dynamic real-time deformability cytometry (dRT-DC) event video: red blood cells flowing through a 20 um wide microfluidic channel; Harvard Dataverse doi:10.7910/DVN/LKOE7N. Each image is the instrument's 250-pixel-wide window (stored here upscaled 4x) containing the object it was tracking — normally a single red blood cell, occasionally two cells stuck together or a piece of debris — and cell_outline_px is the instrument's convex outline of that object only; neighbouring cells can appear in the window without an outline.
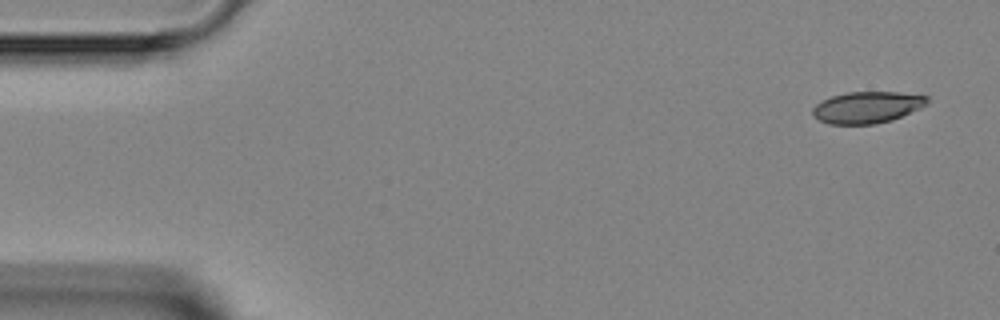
{"species": "Egyptian fruit bat (a non-hibernating species)", "species_latin": "Rousettus aegyptiacus", "temperature_condition": "room temperature", "stored_images_in_passage": 4, "camera_frame_rate_fps": 3000, "um_per_image_px": 0.085, "animal": {"sex": "female"}, "frame": {"image": 1, "passage_image": 1, "time_ms": 0.0, "image_size_px": [1000, 320], "cell_outline_px": [[928, 104], [920, 108], [892, 120], [876, 124], [828, 124], [812, 116], [812, 108], [820, 100], [832, 96], [848, 92], [896, 92], [928, 96]], "centroid_in_image_um": [73.68, 9.12], "position_along_channel_um": 11.3, "area_um2": 21.15}}